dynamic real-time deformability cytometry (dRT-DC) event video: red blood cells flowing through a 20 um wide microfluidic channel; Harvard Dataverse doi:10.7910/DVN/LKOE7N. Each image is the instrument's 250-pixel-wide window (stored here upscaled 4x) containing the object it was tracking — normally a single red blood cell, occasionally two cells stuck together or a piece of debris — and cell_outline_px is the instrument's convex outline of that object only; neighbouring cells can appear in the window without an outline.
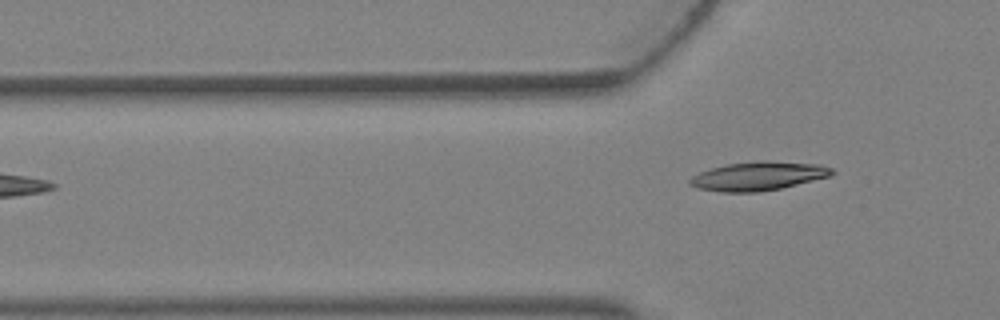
{"species": "Egyptian fruit bat (a non-hibernating species)", "species_latin": "Rousettus aegyptiacus", "temperature_condition": "warm", "stored_images_in_passage": 4, "camera_frame_rate_fps": 3000, "um_per_image_px": 0.085, "animal": {"sex": "female"}, "frame": {"image": 1, "passage_image": 4, "time_ms": 1.0, "image_size_px": [1000, 320], "cell_outline_px": [[836, 172], [832, 176], [780, 188], [756, 192], [720, 192], [696, 188], [688, 184], [688, 180], [692, 176], [700, 172], [712, 168], [728, 164], [760, 160], [768, 160], [820, 164], [832, 168]], "centroid_in_image_um": [64.47, 14.96], "position_along_channel_um": 61.3, "area_um2": 23.99}}